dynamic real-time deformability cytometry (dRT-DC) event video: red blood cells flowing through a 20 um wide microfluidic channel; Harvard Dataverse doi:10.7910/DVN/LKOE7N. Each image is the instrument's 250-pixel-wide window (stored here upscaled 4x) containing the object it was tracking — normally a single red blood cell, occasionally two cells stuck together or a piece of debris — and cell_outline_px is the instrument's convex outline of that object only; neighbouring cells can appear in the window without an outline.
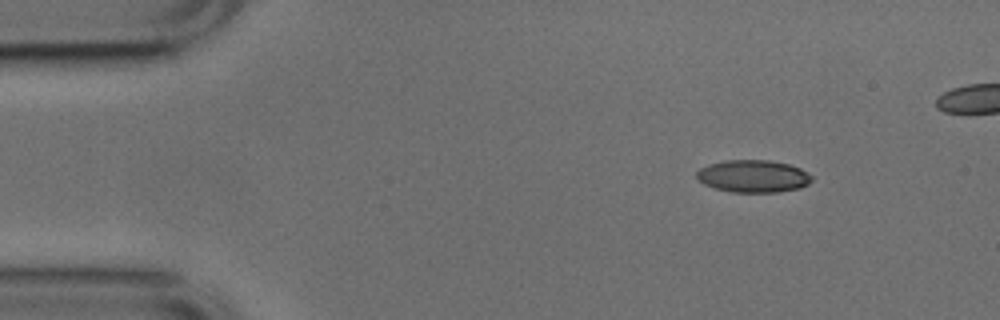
{"species": "common noctule bat (a hibernating species)", "species_latin": "Nyctalus noctula", "temperature_condition": "cold", "stored_images_in_passage": 4, "camera_frame_rate_fps": 3000, "um_per_image_px": 0.085, "animal": {"sex": "male", "body_mass_g": 17.9, "forearm_length_mm": 54.2}, "frame": {"image": 1, "passage_image": 1, "time_ms": 0.0, "image_size_px": [1000, 320], "cell_outline_px": [[812, 180], [808, 184], [800, 188], [780, 192], [732, 192], [716, 188], [704, 184], [696, 176], [696, 172], [700, 168], [708, 164], [728, 160], [768, 160], [788, 164], [800, 168], [812, 176]], "centroid_in_image_um": [64.03, 14.98], "position_along_channel_um": 21.0, "area_um2": 21.68}}